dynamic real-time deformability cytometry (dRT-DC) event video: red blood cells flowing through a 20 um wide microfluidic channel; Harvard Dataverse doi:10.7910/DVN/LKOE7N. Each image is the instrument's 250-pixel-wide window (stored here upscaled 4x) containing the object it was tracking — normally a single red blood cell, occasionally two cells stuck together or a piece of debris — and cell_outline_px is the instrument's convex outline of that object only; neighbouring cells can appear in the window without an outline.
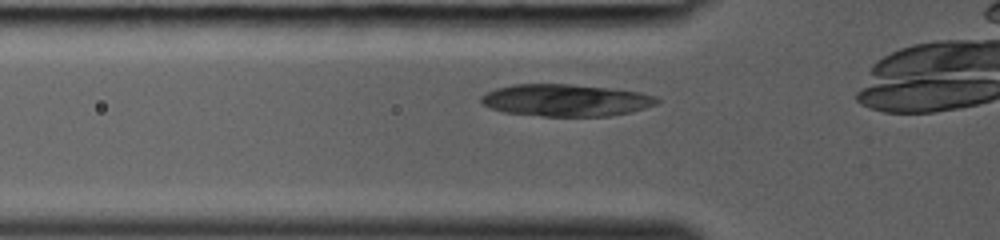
{"species": "common noctule bat (a hibernating species)", "species_latin": "Nyctalus noctula", "temperature_condition": "room temperature", "stored_images_in_passage": 11, "camera_frame_rate_fps": 3000, "um_per_image_px": 0.085, "animal": {"sex": "female", "body_mass_g": 19.0, "forearm_length_mm": 53.3}, "frame": {"image": 1, "passage_image": 4, "time_ms": 1.0, "image_size_px": [1000, 240], "cell_outline_px": [[660, 100], [656, 104], [632, 112], [608, 116], [544, 116], [504, 112], [492, 108], [484, 104], [480, 100], [480, 96], [496, 88], [512, 84], [568, 84], [608, 88], [640, 92], [656, 96]], "centroid_in_image_um": [48.1, 8.52], "position_along_channel_um": 77.7, "area_um2": 32.71}}
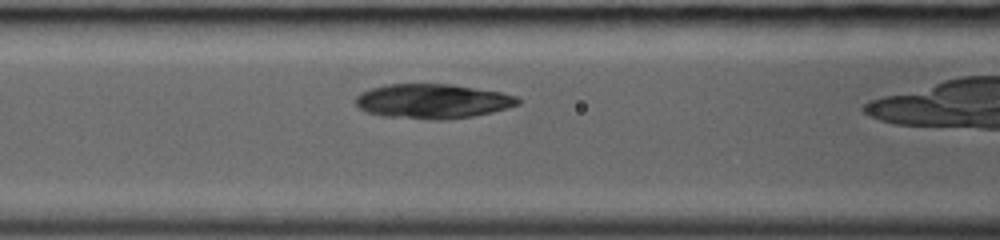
{"frame": {"image": 2, "passage_image": 7, "time_ms": 2.0, "image_size_px": [1000, 240], "cell_outline_px": [[520, 104], [508, 108], [492, 112], [472, 116], [444, 120], [436, 120], [384, 116], [368, 112], [360, 108], [356, 104], [356, 96], [360, 92], [372, 88], [388, 84], [452, 84], [500, 92], [516, 96], [520, 100]], "centroid_in_image_um": [36.79, 8.6], "position_along_channel_um": 129.8, "area_um2": 32.6}}